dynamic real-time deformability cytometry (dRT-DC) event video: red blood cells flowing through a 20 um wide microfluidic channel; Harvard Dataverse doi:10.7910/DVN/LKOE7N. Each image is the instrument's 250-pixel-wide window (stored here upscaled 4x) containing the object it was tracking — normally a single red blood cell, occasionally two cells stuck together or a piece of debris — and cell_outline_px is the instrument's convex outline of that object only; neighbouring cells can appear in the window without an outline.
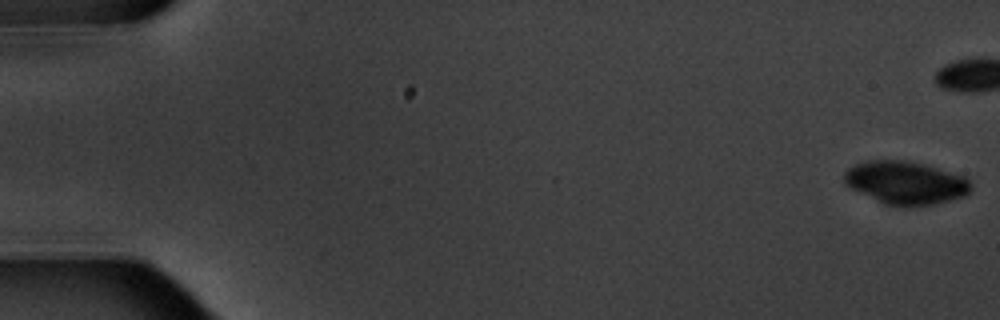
{"species": "common noctule bat (a hibernating species)", "species_latin": "Nyctalus noctula", "temperature_condition": "warm", "stored_images_in_passage": 7, "camera_frame_rate_fps": 3000, "um_per_image_px": 0.085, "animal": {"sex": "male", "body_mass_g": 20.1, "forearm_length_mm": 53.5}, "frame": {"image": 1, "passage_image": 1, "time_ms": 0.0, "image_size_px": [1000, 320], "cell_outline_px": [[972, 188], [964, 196], [936, 204], [904, 208], [884, 204], [852, 188], [844, 180], [844, 172], [848, 168], [856, 164], [868, 160], [904, 160], [924, 164], [964, 176], [972, 184]], "centroid_in_image_um": [77.0, 15.55], "position_along_channel_um": 8.0, "area_um2": 31.79}}
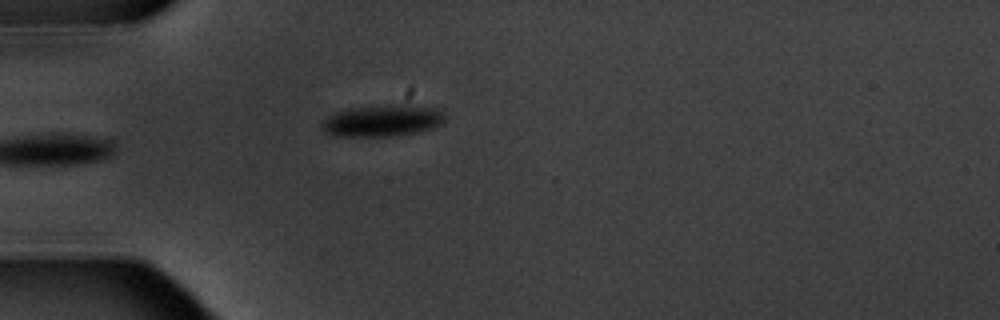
{"frame": {"image": 2, "passage_image": 6, "time_ms": 6.667, "image_size_px": [1000, 320], "cell_outline_px": [[444, 120], [440, 124], [432, 128], [420, 132], [388, 136], [336, 136], [324, 132], [320, 128], [320, 124], [324, 120], [336, 112], [352, 108], [400, 104], [404, 104], [444, 108]], "centroid_in_image_um": [32.56, 10.25], "position_along_channel_um": 52.4, "area_um2": 22.83}}